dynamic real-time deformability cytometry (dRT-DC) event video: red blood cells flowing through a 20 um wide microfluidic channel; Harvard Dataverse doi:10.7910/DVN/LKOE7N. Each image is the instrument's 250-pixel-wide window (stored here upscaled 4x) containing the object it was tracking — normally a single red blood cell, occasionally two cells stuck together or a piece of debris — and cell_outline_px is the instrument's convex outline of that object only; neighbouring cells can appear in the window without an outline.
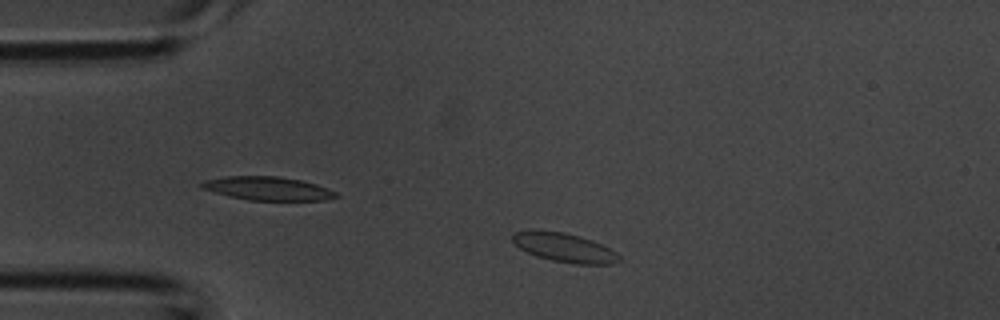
{"species": "common noctule bat (a hibernating species)", "species_latin": "Nyctalus noctula", "temperature_condition": "room temperature", "stored_images_in_passage": 4, "camera_frame_rate_fps": 3000, "um_per_image_px": 0.085, "animal": {"sex": "male", "body_mass_g": 20.1, "forearm_length_mm": 53.5}, "frame": {"image": 1, "passage_image": 3, "time_ms": 0.667, "image_size_px": [1000, 320], "cell_outline_px": [[620, 260], [612, 264], [572, 264], [552, 260], [536, 256], [520, 248], [512, 240], [512, 232], [532, 228], [564, 232], [580, 236], [592, 240], [616, 252], [620, 256]], "centroid_in_image_um": [47.92, 21.01], "position_along_channel_um": 37.1, "area_um2": 18.26}}